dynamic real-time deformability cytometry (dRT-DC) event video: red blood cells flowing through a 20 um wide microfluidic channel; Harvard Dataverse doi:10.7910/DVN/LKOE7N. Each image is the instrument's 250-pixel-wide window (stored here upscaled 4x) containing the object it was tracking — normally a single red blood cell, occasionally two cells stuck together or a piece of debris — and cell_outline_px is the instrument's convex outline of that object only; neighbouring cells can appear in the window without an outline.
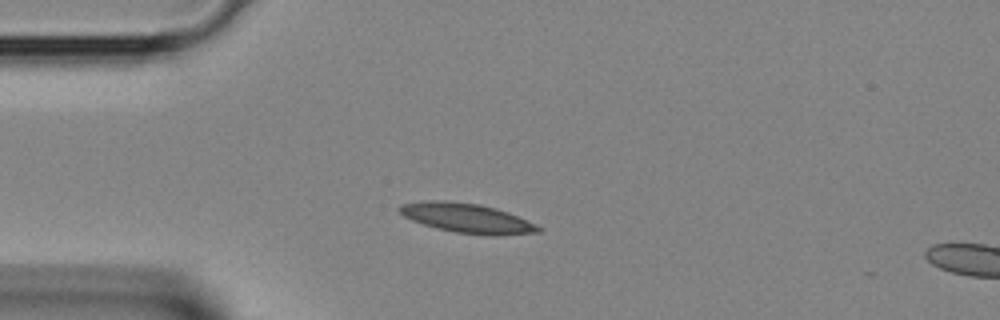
{"species": "Egyptian fruit bat (a non-hibernating species)", "species_latin": "Rousettus aegyptiacus", "temperature_condition": "room temperature", "stored_images_in_passage": 3, "camera_frame_rate_fps": 3000, "um_per_image_px": 0.085, "animal": {"sex": "female"}, "frame": {"image": 1, "passage_image": 1, "time_ms": 0.0, "image_size_px": [1000, 320], "cell_outline_px": [[540, 232], [496, 236], [492, 236], [456, 232], [436, 228], [412, 220], [404, 216], [396, 208], [400, 204], [428, 200], [448, 200], [480, 204], [496, 208], [508, 212], [540, 228]], "centroid_in_image_um": [39.63, 18.53], "position_along_channel_um": 45.4, "area_um2": 23.7}}